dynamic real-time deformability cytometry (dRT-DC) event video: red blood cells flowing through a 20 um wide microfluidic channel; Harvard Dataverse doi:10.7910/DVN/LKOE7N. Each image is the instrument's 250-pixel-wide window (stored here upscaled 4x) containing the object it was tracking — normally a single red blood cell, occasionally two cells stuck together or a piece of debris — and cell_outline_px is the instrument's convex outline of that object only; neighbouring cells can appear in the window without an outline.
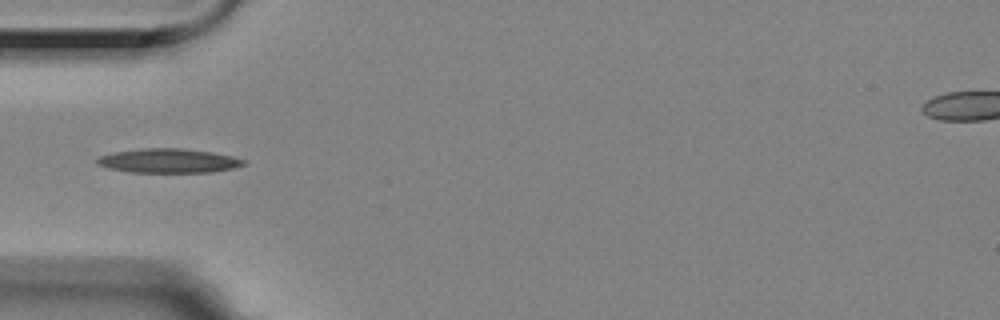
{"species": "Egyptian fruit bat (a non-hibernating species)", "species_latin": "Rousettus aegyptiacus", "temperature_condition": "room temperature", "stored_images_in_passage": 11, "camera_frame_rate_fps": 3000, "um_per_image_px": 0.085, "animal": {"sex": "female"}, "frame": {"image": 1, "passage_image": 3, "time_ms": 0.667, "image_size_px": [1000, 320], "cell_outline_px": [[244, 164], [232, 168], [212, 172], [132, 172], [108, 168], [96, 164], [96, 160], [100, 156], [112, 152], [144, 148], [180, 148], [212, 152], [232, 156], [244, 160]], "centroid_in_image_um": [14.28, 13.66], "position_along_channel_um": 70.7, "area_um2": 20.52}}
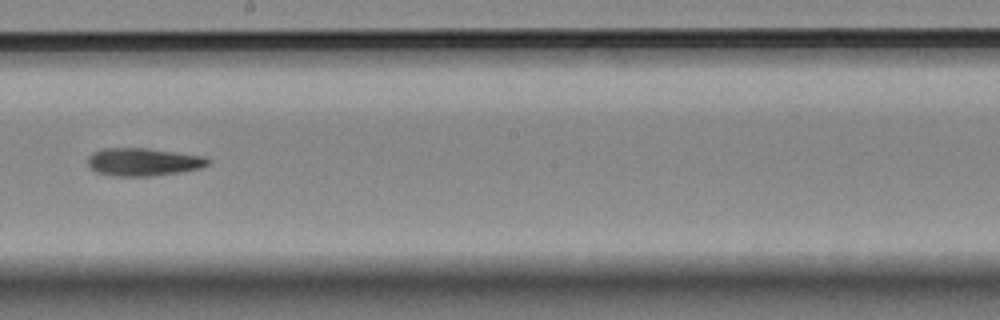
{"frame": {"image": 2, "passage_image": 7, "time_ms": 2.0, "image_size_px": [1000, 320], "cell_outline_px": [[212, 160], [208, 164], [200, 168], [180, 172], [152, 176], [112, 176], [96, 172], [88, 164], [88, 156], [92, 152], [104, 148], [148, 148], [204, 156]], "centroid_in_image_um": [12.18, 13.76], "position_along_channel_um": 236.0, "area_um2": 19.59}}
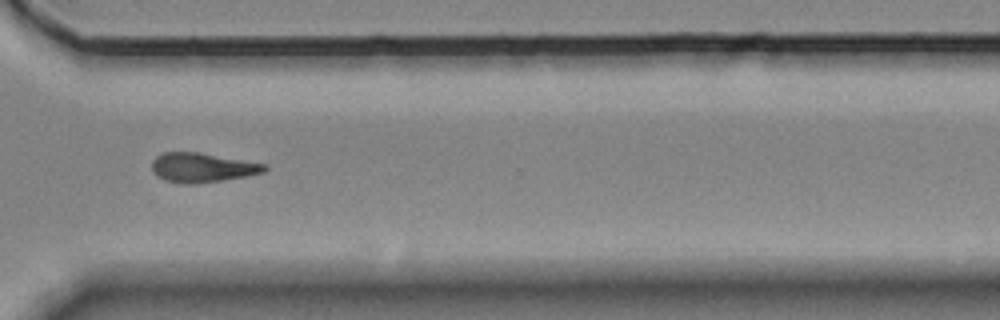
{"frame": {"image": 3, "passage_image": 10, "time_ms": 3.0, "image_size_px": [1000, 320], "cell_outline_px": [[268, 168], [264, 172], [244, 176], [220, 180], [192, 184], [180, 184], [164, 180], [156, 176], [152, 172], [152, 160], [156, 156], [164, 152], [200, 152], [268, 164]], "centroid_in_image_um": [17.16, 14.23], "position_along_channel_um": 353.4, "area_um2": 19.42}}